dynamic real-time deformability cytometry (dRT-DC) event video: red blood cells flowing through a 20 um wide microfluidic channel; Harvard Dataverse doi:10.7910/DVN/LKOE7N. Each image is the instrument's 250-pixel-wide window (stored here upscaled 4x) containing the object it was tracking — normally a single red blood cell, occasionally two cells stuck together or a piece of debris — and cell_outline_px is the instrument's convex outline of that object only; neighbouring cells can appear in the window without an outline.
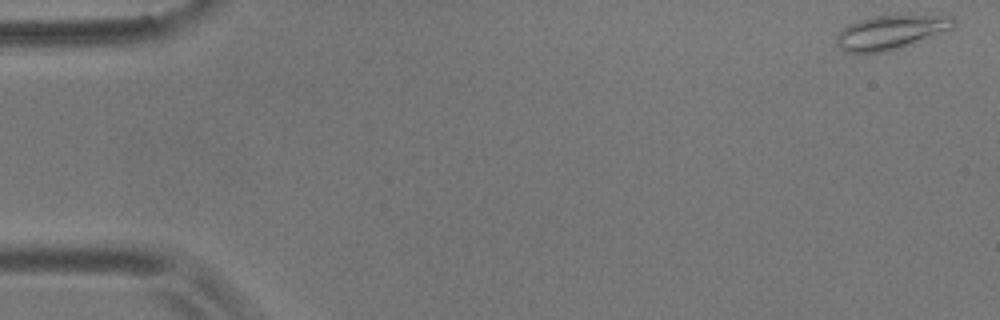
{"species": "common noctule bat (a hibernating species)", "species_latin": "Nyctalus noctula", "temperature_condition": "room temperature", "stored_images_in_passage": 55, "camera_frame_rate_fps": 3000, "um_per_image_px": 0.085, "animal": {"sex": "male", "body_mass_g": 17.9}, "frame": {"image": 1, "passage_image": 1, "time_ms": 0.0, "image_size_px": [1000, 320], "cell_outline_px": [[956, 24], [952, 28], [900, 48], [888, 52], [844, 52], [836, 44], [836, 36], [848, 24], [856, 20], [872, 16], [952, 16], [956, 20]], "centroid_in_image_um": [75.66, 2.75], "position_along_channel_um": 9.3, "area_um2": 22.95}}
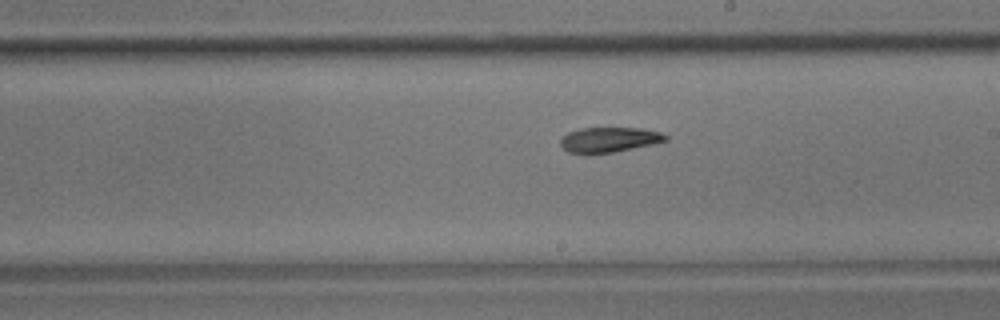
{"frame": {"image": 2, "passage_image": 31, "time_ms": 10.0, "image_size_px": [1000, 320], "cell_outline_px": [[668, 140], [652, 144], [612, 152], [588, 156], [568, 152], [560, 144], [560, 140], [568, 132], [580, 128], [644, 128], [660, 132], [668, 136]], "centroid_in_image_um": [51.74, 11.89], "position_along_channel_um": 237.3, "area_um2": 15.61}}
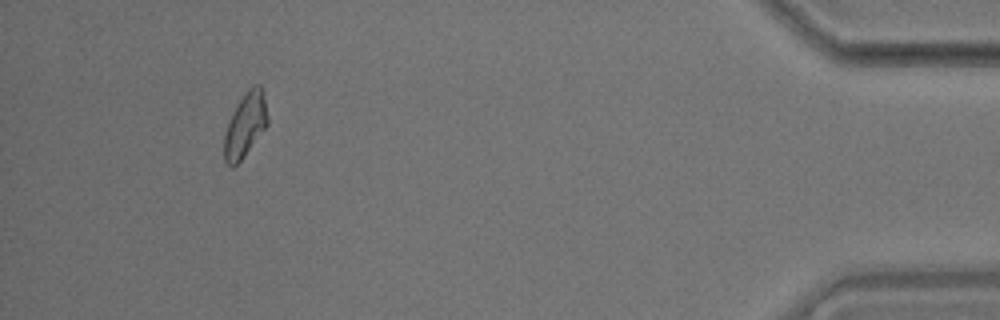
{"frame": {"image": 3, "passage_image": 51, "time_ms": 16.667, "image_size_px": [1000, 320], "cell_outline_px": [[268, 124], [244, 156], [232, 168], [224, 160], [224, 136], [232, 112], [248, 88], [252, 84], [260, 84], [264, 92], [268, 116]], "centroid_in_image_um": [20.86, 10.59], "position_along_channel_um": 414.3, "area_um2": 16.18}, "authors_computed_cell_mechanics": {"area_um2": 16.3574, "velocity_mm_per_s": 3.6156, "shape_relaxation_time_tau1_ms": 5.0686, "shape_relaxation_time_tau2_ms": 4.0083, "deformation_change_tau1": 0.1617, "deformation_change_tau2": 0.1038}}